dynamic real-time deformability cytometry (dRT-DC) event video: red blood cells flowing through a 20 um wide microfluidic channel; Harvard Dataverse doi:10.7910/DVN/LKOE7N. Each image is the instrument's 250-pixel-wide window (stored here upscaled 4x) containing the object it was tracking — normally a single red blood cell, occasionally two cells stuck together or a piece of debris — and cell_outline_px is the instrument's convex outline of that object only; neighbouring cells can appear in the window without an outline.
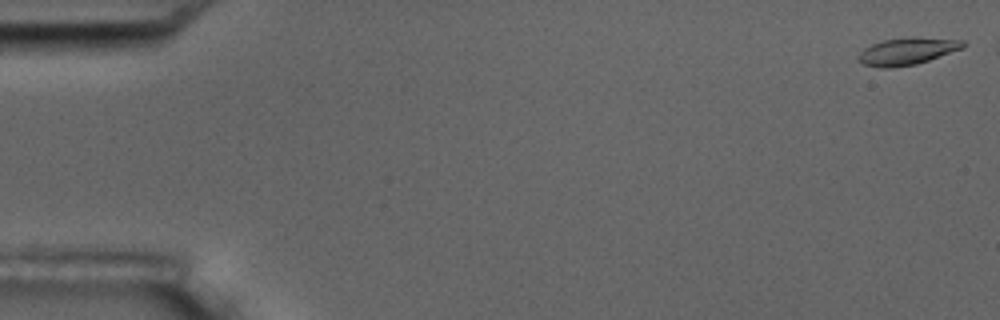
{"species": "common noctule bat (a hibernating species)", "species_latin": "Nyctalus noctula", "temperature_condition": "room temperature", "stored_images_in_passage": 4, "camera_frame_rate_fps": 3000, "um_per_image_px": 0.085, "animal": {"sex": "male", "body_mass_g": 17.5, "forearm_length_mm": 52.3}, "frame": {"image": 1, "passage_image": 1, "time_ms": 0.0, "image_size_px": [1000, 320], "cell_outline_px": [[968, 44], [964, 48], [916, 64], [888, 68], [880, 68], [864, 64], [856, 60], [856, 56], [864, 48], [872, 44], [884, 40], [908, 36], [912, 36], [964, 40]], "centroid_in_image_um": [77.12, 4.34], "position_along_channel_um": 7.9, "area_um2": 16.82}}